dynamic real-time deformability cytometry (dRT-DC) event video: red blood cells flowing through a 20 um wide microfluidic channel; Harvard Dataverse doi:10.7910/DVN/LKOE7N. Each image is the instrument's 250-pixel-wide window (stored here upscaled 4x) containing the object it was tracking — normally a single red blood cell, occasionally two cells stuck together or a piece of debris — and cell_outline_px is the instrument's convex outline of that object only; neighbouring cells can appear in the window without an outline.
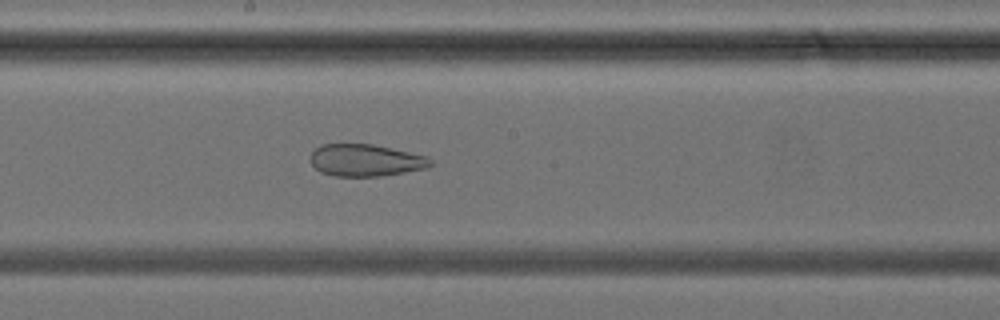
{"species": "common noctule bat (a hibernating species)", "species_latin": "Nyctalus noctula", "temperature_condition": "cold", "stored_images_in_passage": 28, "camera_frame_rate_fps": 3000, "um_per_image_px": 0.085, "animal": {"sex": "female", "body_mass_g": 24.6, "forearm_length_mm": 56.2}, "frame": {"image": 1, "passage_image": 13, "time_ms": 4.0, "image_size_px": [1000, 320], "cell_outline_px": [[432, 164], [428, 168], [380, 176], [336, 176], [320, 172], [312, 164], [312, 152], [320, 144], [372, 144], [428, 156], [432, 160]], "centroid_in_image_um": [31.1, 13.62], "position_along_channel_um": 217.1, "area_um2": 22.31}}